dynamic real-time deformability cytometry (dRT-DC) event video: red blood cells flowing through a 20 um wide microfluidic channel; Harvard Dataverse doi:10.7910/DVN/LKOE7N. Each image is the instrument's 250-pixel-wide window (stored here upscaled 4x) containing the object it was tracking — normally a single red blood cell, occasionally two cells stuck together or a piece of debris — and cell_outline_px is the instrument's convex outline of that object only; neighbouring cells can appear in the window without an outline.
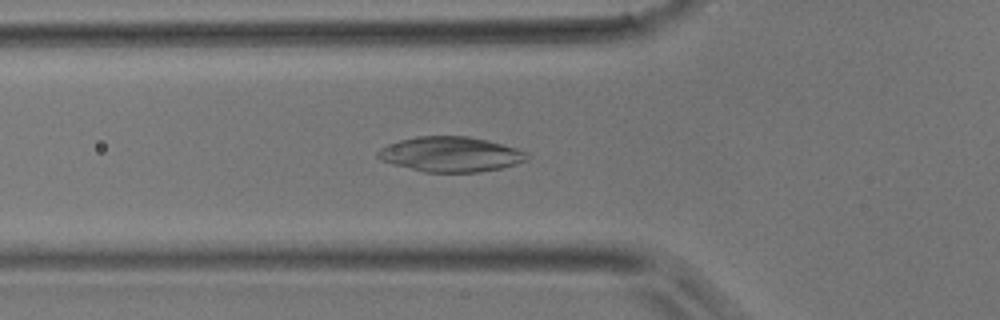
{"species": "common noctule bat (a hibernating species)", "species_latin": "Nyctalus noctula", "temperature_condition": "room temperature", "stored_images_in_passage": 48, "segment_of_instrument_passage": [1, 2], "camera_frame_rate_fps": 3000, "um_per_image_px": 0.085, "animal": {"sex": "male", "body_mass_g": 17.9}, "frame": {"image": 1, "passage_image": 16, "time_ms": 5.0, "image_size_px": [1000, 320], "cell_outline_px": [[532, 156], [528, 160], [504, 168], [480, 172], [424, 172], [392, 164], [380, 160], [376, 156], [376, 152], [380, 148], [388, 144], [400, 140], [416, 136], [468, 136], [488, 140], [516, 148], [528, 152]], "centroid_in_image_um": [38.33, 13.12], "position_along_channel_um": 87.5, "area_um2": 30.87}}
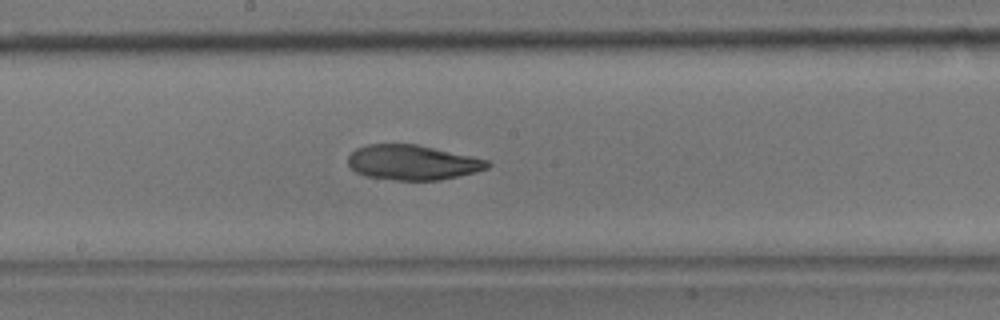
{"frame": {"image": 2, "passage_image": 25, "time_ms": 8.0, "image_size_px": [1000, 320], "cell_outline_px": [[492, 164], [488, 168], [476, 172], [440, 180], [396, 180], [364, 176], [356, 172], [348, 164], [348, 156], [356, 148], [368, 144], [416, 144], [472, 156], [488, 160]], "centroid_in_image_um": [35.07, 13.81], "position_along_channel_um": 213.1, "area_um2": 28.44}}
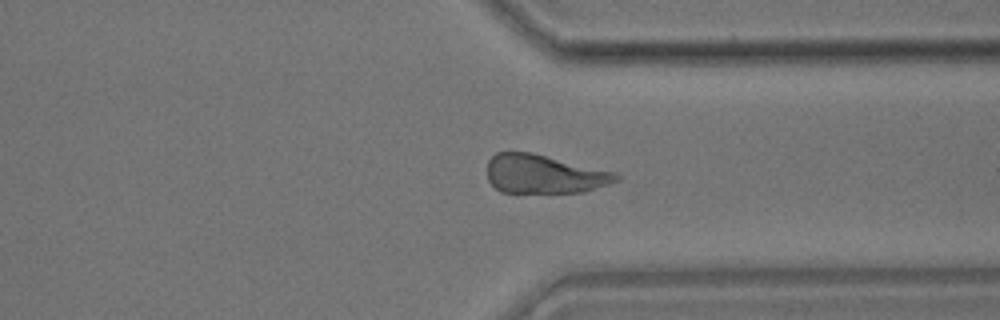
{"frame": {"image": 3, "passage_image": 36, "time_ms": 11.667, "image_size_px": [1000, 320], "cell_outline_px": [[620, 180], [584, 192], [500, 192], [488, 180], [488, 160], [496, 152], [532, 152], [616, 172], [620, 176]], "centroid_in_image_um": [46.26, 14.79], "position_along_channel_um": 365.1, "area_um2": 29.13}}